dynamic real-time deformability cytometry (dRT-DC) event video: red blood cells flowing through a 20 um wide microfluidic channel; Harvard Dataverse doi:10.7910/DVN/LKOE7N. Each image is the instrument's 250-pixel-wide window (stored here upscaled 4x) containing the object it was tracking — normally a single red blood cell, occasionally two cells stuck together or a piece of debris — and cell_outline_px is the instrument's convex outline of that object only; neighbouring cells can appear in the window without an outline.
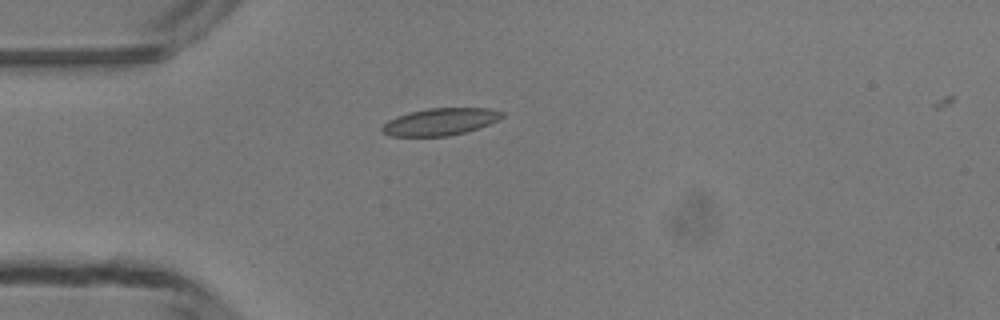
{"species": "common noctule bat (a hibernating species)", "species_latin": "Nyctalus noctula", "temperature_condition": "room temperature", "stored_images_in_passage": 30, "camera_frame_rate_fps": 3000, "um_per_image_px": 0.085, "animal": {"sex": "male", "body_mass_g": 13.3}, "frame": {"image": 1, "passage_image": 1, "time_ms": 0.0, "image_size_px": [1000, 320], "cell_outline_px": [[504, 116], [480, 128], [448, 136], [392, 136], [384, 132], [380, 128], [388, 120], [396, 116], [408, 112], [428, 108], [488, 108], [504, 112]], "centroid_in_image_um": [37.41, 10.34], "position_along_channel_um": 47.6, "area_um2": 18.9}}
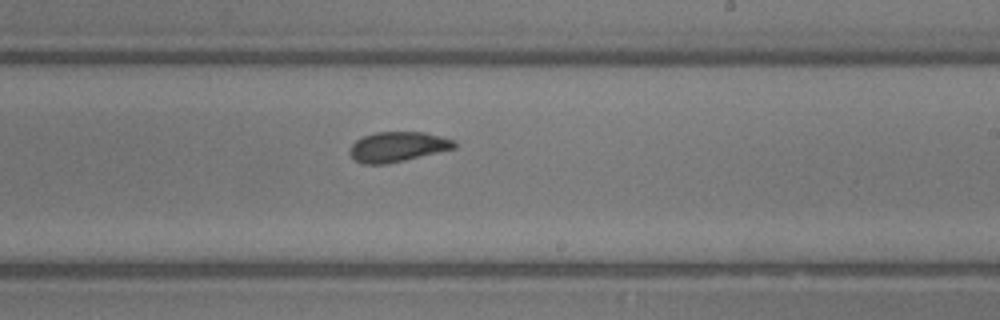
{"frame": {"image": 2, "passage_image": 17, "time_ms": 5.333, "image_size_px": [1000, 320], "cell_outline_px": [[456, 148], [388, 164], [364, 164], [356, 160], [348, 152], [352, 144], [356, 140], [364, 136], [376, 132], [424, 132], [456, 140]], "centroid_in_image_um": [33.82, 12.47], "position_along_channel_um": 255.2, "area_um2": 18.26}}
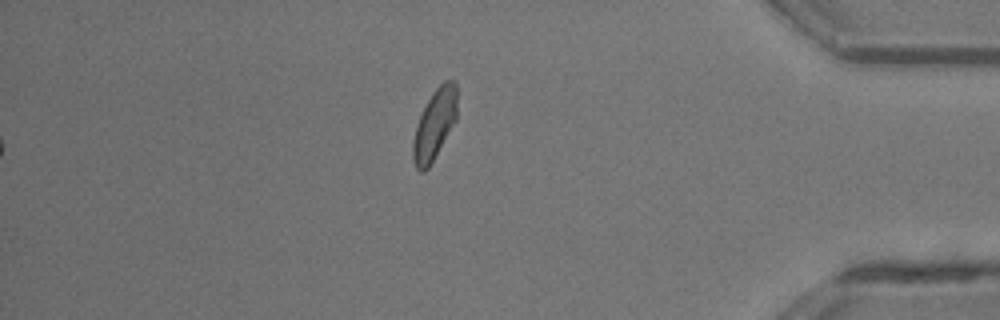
{"frame": {"image": 3, "passage_image": 30, "time_ms": 9.667, "image_size_px": [1000, 320], "cell_outline_px": [[456, 120], [428, 168], [424, 172], [420, 172], [416, 168], [412, 156], [412, 144], [416, 128], [420, 116], [432, 92], [444, 80], [456, 80]], "centroid_in_image_um": [36.93, 10.57], "position_along_channel_um": 398.3, "area_um2": 17.74}, "authors_computed_cell_mechanics": {"area_um2": 18.6405, "velocity_mm_per_s": 4.1647, "shape_relaxation_time_tau1_ms": 4.2033, "shape_relaxation_time_tau2_ms": 1.1055, "deformation_change_tau1": 0.1247, "deformation_change_tau2": 0.0777}}